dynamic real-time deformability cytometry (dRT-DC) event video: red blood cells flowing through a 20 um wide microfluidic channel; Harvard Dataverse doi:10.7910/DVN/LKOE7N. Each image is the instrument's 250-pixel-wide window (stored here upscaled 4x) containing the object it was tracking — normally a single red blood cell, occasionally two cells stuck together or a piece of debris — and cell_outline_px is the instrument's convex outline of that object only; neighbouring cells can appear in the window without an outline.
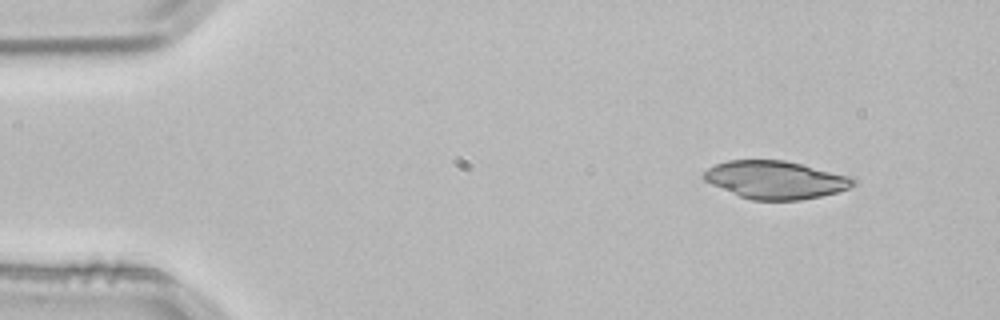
{"species": "common noctule bat (a hibernating species)", "species_latin": "Nyctalus noctula", "temperature_condition": "room temperature", "stored_images_in_passage": 3, "camera_frame_rate_fps": 3000, "um_per_image_px": 0.085, "animal": {"sex": "male", "body_mass_g": 21.5, "forearm_length_mm": 52.0}, "frame": {"image": 1, "passage_image": 1, "time_ms": 0.0, "image_size_px": [1000, 320], "cell_outline_px": [[856, 184], [848, 188], [836, 192], [820, 196], [800, 200], [752, 200], [740, 196], [712, 184], [704, 180], [700, 176], [708, 168], [716, 164], [728, 160], [784, 160], [856, 176]], "centroid_in_image_um": [65.97, 15.27], "position_along_channel_um": 19.0, "area_um2": 33.18}}